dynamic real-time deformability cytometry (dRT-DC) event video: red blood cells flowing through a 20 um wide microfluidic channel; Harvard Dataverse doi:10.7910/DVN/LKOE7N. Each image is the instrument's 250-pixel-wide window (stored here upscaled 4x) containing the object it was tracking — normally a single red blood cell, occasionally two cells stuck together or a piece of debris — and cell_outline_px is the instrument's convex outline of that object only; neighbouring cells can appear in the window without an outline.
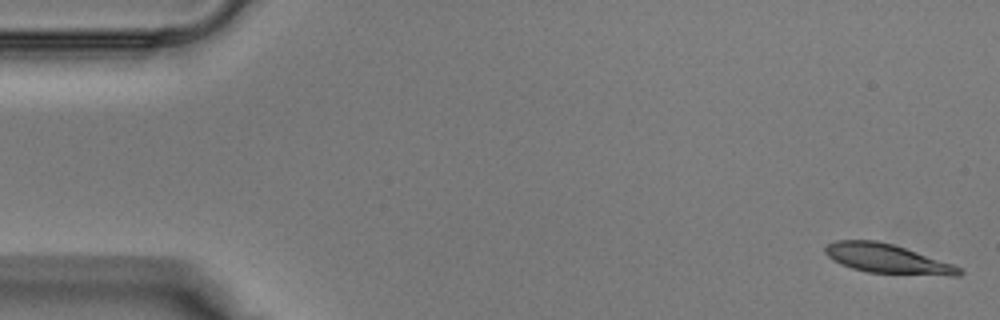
{"species": "Egyptian fruit bat (a non-hibernating species)", "species_latin": "Rousettus aegyptiacus", "temperature_condition": "warm", "stored_images_in_passage": 39, "camera_frame_rate_fps": 3000, "um_per_image_px": 0.085, "animal": {"sex": "male"}, "frame": {"image": 1, "passage_image": 1, "time_ms": 0.0, "image_size_px": [1000, 320], "cell_outline_px": [[964, 272], [960, 276], [948, 276], [868, 272], [852, 268], [840, 264], [832, 260], [824, 252], [824, 248], [828, 244], [836, 240], [876, 240], [892, 244], [952, 264], [960, 268]], "centroid_in_image_um": [75.39, 22.0], "position_along_channel_um": 9.6, "area_um2": 22.72}}
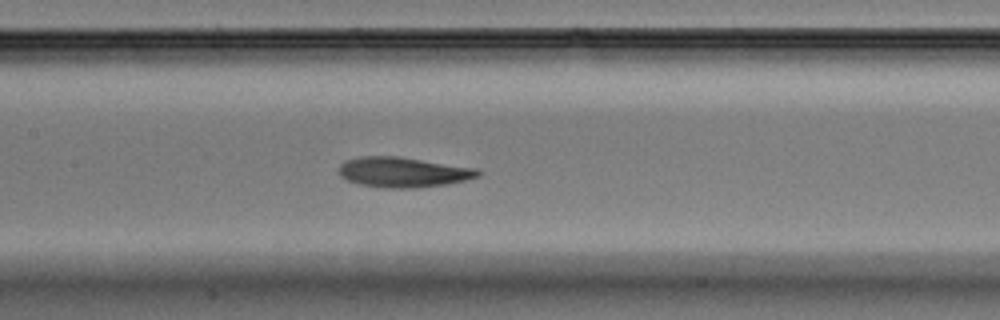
{"frame": {"image": 2, "passage_image": 18, "time_ms": 5.667, "image_size_px": [1000, 320], "cell_outline_px": [[480, 176], [448, 184], [416, 188], [384, 188], [360, 184], [348, 180], [340, 176], [340, 164], [344, 160], [360, 156], [400, 156], [480, 168]], "centroid_in_image_um": [34.3, 14.62], "position_along_channel_um": 173.1, "area_um2": 24.74}}
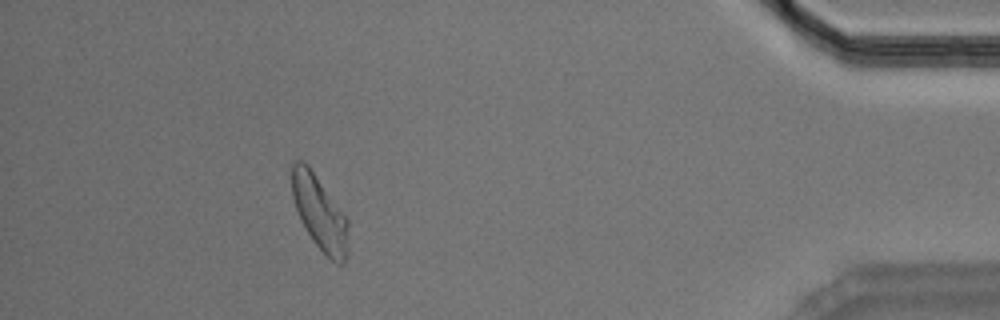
{"frame": {"image": 3, "passage_image": 35, "time_ms": 11.333, "image_size_px": [1000, 320], "cell_outline_px": [[348, 256], [344, 264], [340, 264], [332, 260], [312, 240], [300, 220], [292, 196], [292, 164], [296, 160], [304, 160], [308, 164], [348, 220]], "centroid_in_image_um": [27.17, 18.1], "position_along_channel_um": 408.0, "area_um2": 24.28}}